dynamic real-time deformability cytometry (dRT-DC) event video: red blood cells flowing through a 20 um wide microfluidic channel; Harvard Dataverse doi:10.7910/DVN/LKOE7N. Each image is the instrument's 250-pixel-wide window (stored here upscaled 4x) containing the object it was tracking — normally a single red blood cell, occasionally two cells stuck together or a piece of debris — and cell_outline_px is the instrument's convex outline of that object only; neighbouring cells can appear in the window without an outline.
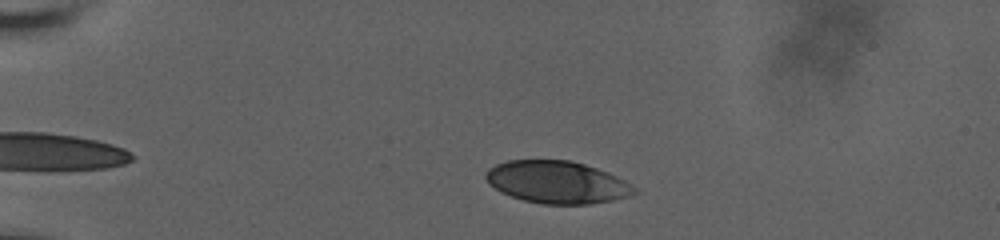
{"species": "human", "species_latin": "Homo sapiens", "temperature_condition": "room temperature", "stored_images_in_passage": 45, "camera_frame_rate_fps": 3000, "um_per_image_px": 0.085, "donor": {"sex": "male"}, "frame": {"image": 1, "passage_image": 5, "time_ms": 1.333, "image_size_px": [1000, 240], "cell_outline_px": [[636, 192], [628, 196], [612, 200], [588, 204], [540, 204], [524, 200], [500, 192], [488, 184], [484, 176], [484, 172], [488, 168], [496, 164], [508, 160], [568, 160], [584, 164], [608, 172], [624, 180], [636, 188]], "centroid_in_image_um": [47.29, 15.48], "position_along_channel_um": 37.7, "area_um2": 36.65}}
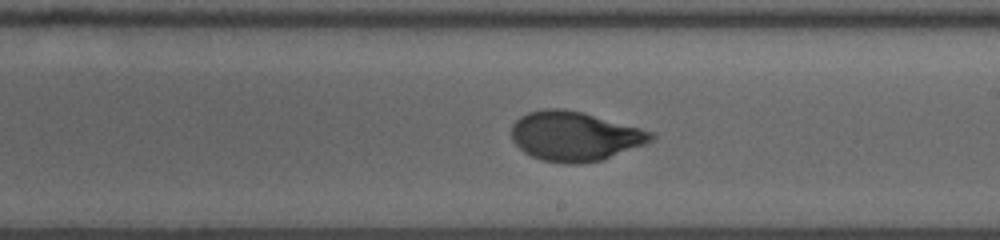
{"frame": {"image": 2, "passage_image": 27, "time_ms": 8.667, "image_size_px": [1000, 240], "cell_outline_px": [[656, 136], [652, 140], [644, 144], [604, 160], [576, 164], [564, 164], [544, 160], [532, 156], [524, 152], [512, 140], [512, 124], [520, 116], [528, 112], [544, 108], [564, 108], [584, 112], [656, 132]], "centroid_in_image_um": [48.88, 11.56], "position_along_channel_um": 240.1, "area_um2": 40.58}}
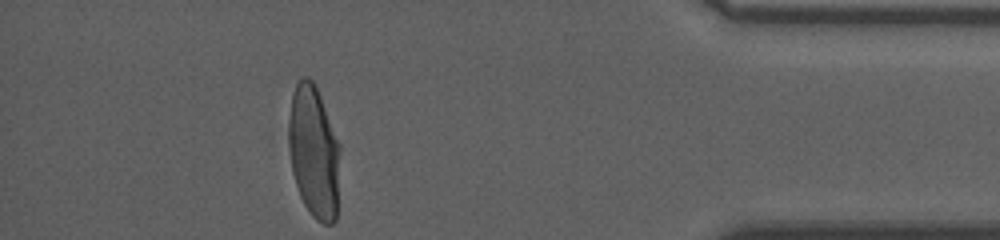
{"frame": {"image": 3, "passage_image": 44, "time_ms": 14.333, "image_size_px": [1000, 240], "cell_outline_px": [[340, 152], [336, 220], [332, 224], [324, 224], [316, 220], [312, 216], [304, 204], [300, 196], [292, 172], [288, 148], [288, 128], [292, 92], [300, 76], [308, 76], [316, 84], [340, 144]], "centroid_in_image_um": [26.67, 12.88], "position_along_channel_um": 408.5, "area_um2": 40.23}, "authors_computed_cell_mechanics": {"area_um2": 39.9398, "velocity_mm_per_s": 3.6506, "shape_relaxation_time_tau1_ms": 3.8635, "shape_relaxation_time_tau2_ms": null, "deformation_change_tau1": 0.216, "deformation_change_tau2": null}}